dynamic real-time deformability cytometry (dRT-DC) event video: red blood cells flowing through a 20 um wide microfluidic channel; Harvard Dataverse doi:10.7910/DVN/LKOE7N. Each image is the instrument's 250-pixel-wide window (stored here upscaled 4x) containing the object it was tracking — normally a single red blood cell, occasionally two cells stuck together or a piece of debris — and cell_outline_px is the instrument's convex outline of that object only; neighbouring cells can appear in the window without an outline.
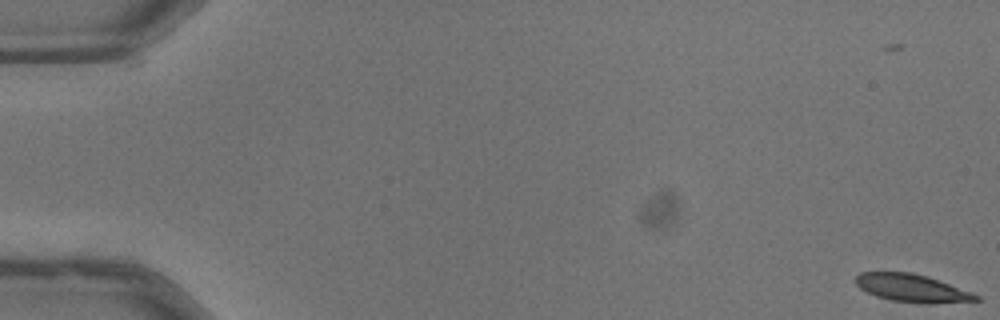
{"species": "common noctule bat (a hibernating species)", "species_latin": "Nyctalus noctula", "temperature_condition": "warm", "stored_images_in_passage": 53, "camera_frame_rate_fps": 3000, "um_per_image_px": 0.085, "animal": {"sex": "male", "body_mass_g": 13.3}, "frame": {"image": 1, "passage_image": 1, "time_ms": 0.0, "image_size_px": [1000, 320], "cell_outline_px": [[980, 300], [924, 304], [892, 300], [876, 296], [860, 288], [856, 284], [856, 276], [860, 272], [912, 272], [928, 276], [980, 296]], "centroid_in_image_um": [77.49, 24.48], "position_along_channel_um": 7.5, "area_um2": 19.25}}
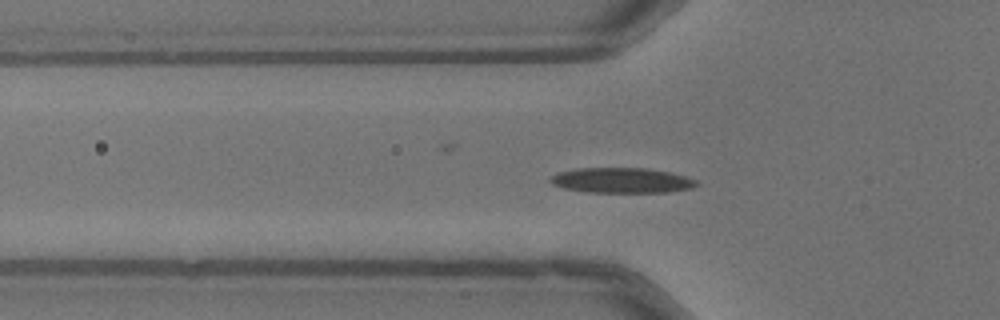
{"frame": {"image": 2, "passage_image": 19, "time_ms": 6.0, "image_size_px": [1000, 320], "cell_outline_px": [[700, 184], [692, 188], [668, 192], [588, 192], [564, 188], [552, 184], [548, 180], [556, 172], [576, 168], [648, 168], [672, 172], [696, 180]], "centroid_in_image_um": [52.84, 15.32], "position_along_channel_um": 73.0, "area_um2": 21.62}}
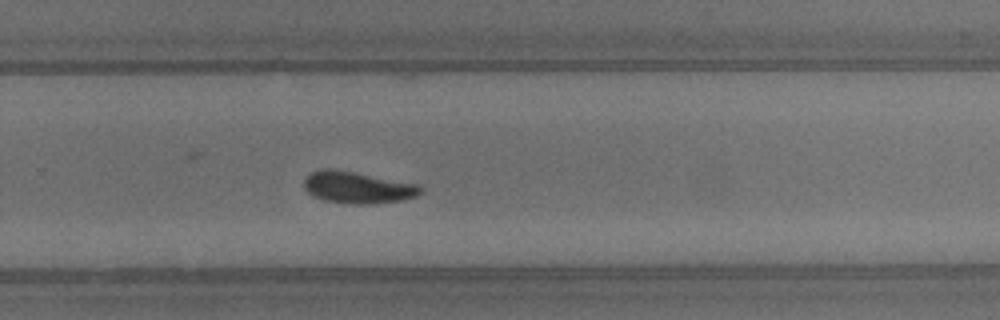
{"frame": {"image": 3, "passage_image": 36, "time_ms": 11.667, "image_size_px": [1000, 320], "cell_outline_px": [[420, 192], [416, 196], [400, 200], [372, 204], [352, 204], [324, 200], [308, 192], [304, 188], [304, 176], [320, 168], [332, 168], [420, 184]], "centroid_in_image_um": [30.36, 15.92], "position_along_channel_um": 299.4, "area_um2": 21.5}}